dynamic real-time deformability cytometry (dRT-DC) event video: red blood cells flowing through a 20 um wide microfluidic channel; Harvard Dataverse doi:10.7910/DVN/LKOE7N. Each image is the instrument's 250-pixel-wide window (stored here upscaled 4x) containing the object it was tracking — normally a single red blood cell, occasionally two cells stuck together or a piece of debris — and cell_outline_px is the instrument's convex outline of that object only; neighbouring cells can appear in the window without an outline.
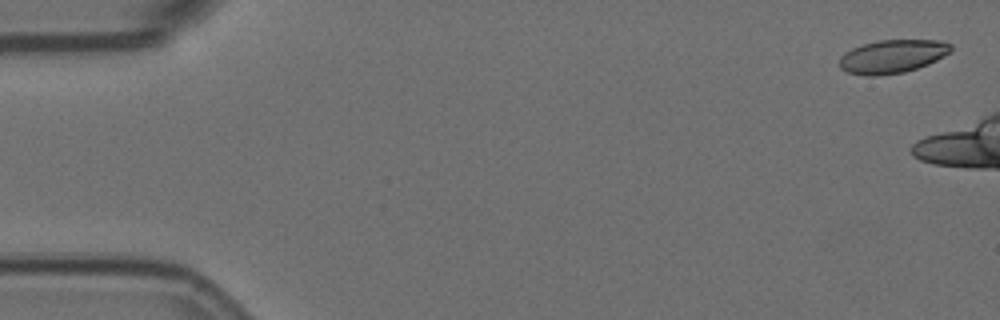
{"species": "Egyptian fruit bat (a non-hibernating species)", "species_latin": "Rousettus aegyptiacus", "temperature_condition": "room temperature", "stored_images_in_passage": 4, "camera_frame_rate_fps": 3000, "um_per_image_px": 0.085, "animal": {"sex": "female"}, "frame": {"image": 1, "passage_image": 1, "time_ms": 0.0, "image_size_px": [1000, 320], "cell_outline_px": [[952, 52], [928, 64], [904, 72], [876, 76], [868, 76], [848, 72], [840, 68], [840, 56], [844, 52], [852, 48], [864, 44], [880, 40], [940, 40], [952, 44]], "centroid_in_image_um": [75.87, 4.79], "position_along_channel_um": 9.1, "area_um2": 21.68}}